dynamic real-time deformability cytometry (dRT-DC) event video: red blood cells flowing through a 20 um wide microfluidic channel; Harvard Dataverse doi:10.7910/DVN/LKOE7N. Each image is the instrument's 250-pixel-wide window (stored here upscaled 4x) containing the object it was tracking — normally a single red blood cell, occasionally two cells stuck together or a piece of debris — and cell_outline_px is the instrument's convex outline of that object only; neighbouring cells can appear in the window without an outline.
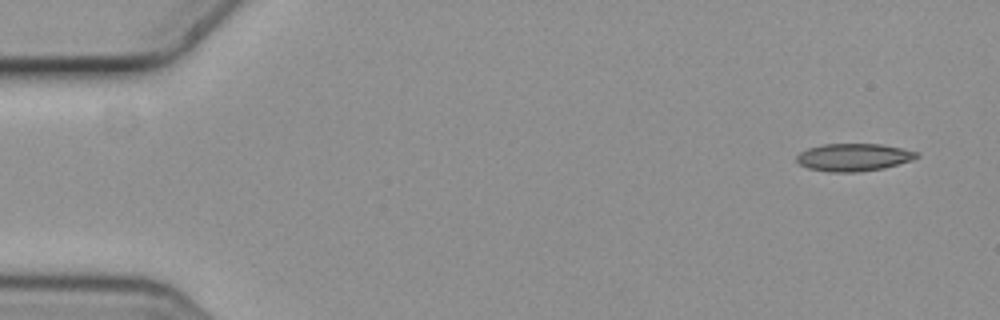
{"species": "common noctule bat (a hibernating species)", "species_latin": "Nyctalus noctula", "temperature_condition": "cold", "stored_images_in_passage": 4, "camera_frame_rate_fps": 3000, "um_per_image_px": 0.085, "animal": {"sex": "female", "body_mass_g": 19.3, "forearm_length_mm": 54.1}, "frame": {"image": 1, "passage_image": 1, "time_ms": 0.0, "image_size_px": [1000, 320], "cell_outline_px": [[920, 156], [912, 160], [884, 168], [856, 172], [828, 172], [808, 168], [800, 164], [796, 160], [796, 156], [800, 152], [808, 148], [824, 144], [880, 144], [920, 152]], "centroid_in_image_um": [72.56, 13.37], "position_along_channel_um": 12.4, "area_um2": 19.31}}
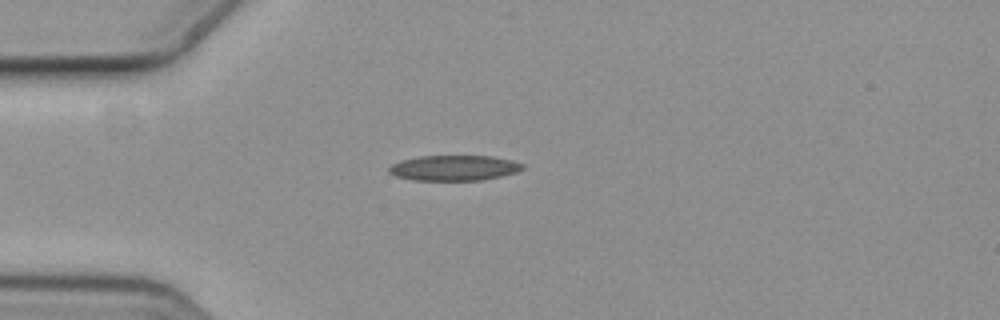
{"frame": {"image": 2, "passage_image": 4, "time_ms": 1.0, "image_size_px": [1000, 320], "cell_outline_px": [[524, 168], [516, 172], [500, 176], [480, 180], [412, 180], [396, 176], [388, 172], [388, 168], [392, 164], [400, 160], [420, 156], [492, 156], [512, 160], [524, 164]], "centroid_in_image_um": [38.58, 14.27], "position_along_channel_um": 46.4, "area_um2": 19.71}}